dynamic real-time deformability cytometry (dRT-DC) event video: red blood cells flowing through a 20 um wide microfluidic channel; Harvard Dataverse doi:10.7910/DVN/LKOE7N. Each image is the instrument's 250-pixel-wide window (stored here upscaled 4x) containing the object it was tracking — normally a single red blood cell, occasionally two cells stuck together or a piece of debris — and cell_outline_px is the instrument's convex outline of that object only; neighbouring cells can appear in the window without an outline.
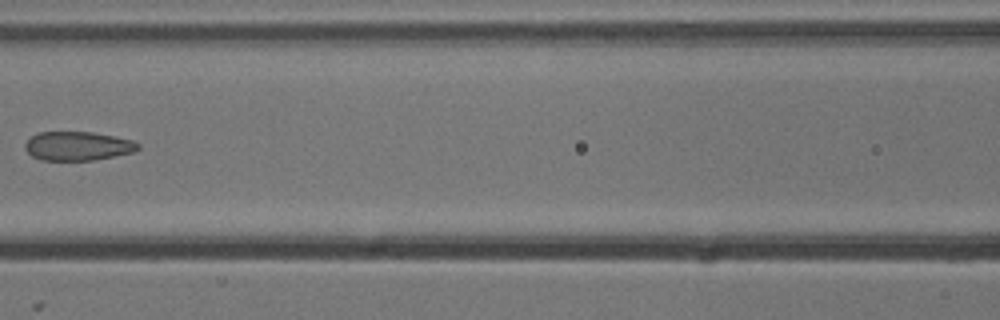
{"species": "common noctule bat (a hibernating species)", "species_latin": "Nyctalus noctula", "temperature_condition": "cold", "stored_images_in_passage": 7, "camera_frame_rate_fps": 3000, "um_per_image_px": 0.085, "animal": {"sex": "male", "body_mass_g": 13.3}, "frame": {"image": 1, "passage_image": 7, "time_ms": 2.0, "image_size_px": [1000, 320], "cell_outline_px": [[140, 148], [136, 152], [92, 160], [40, 160], [32, 156], [24, 148], [24, 144], [32, 136], [40, 132], [92, 132], [132, 140], [140, 144]], "centroid_in_image_um": [6.62, 12.42], "position_along_channel_um": 160.0, "area_um2": 19.02}}